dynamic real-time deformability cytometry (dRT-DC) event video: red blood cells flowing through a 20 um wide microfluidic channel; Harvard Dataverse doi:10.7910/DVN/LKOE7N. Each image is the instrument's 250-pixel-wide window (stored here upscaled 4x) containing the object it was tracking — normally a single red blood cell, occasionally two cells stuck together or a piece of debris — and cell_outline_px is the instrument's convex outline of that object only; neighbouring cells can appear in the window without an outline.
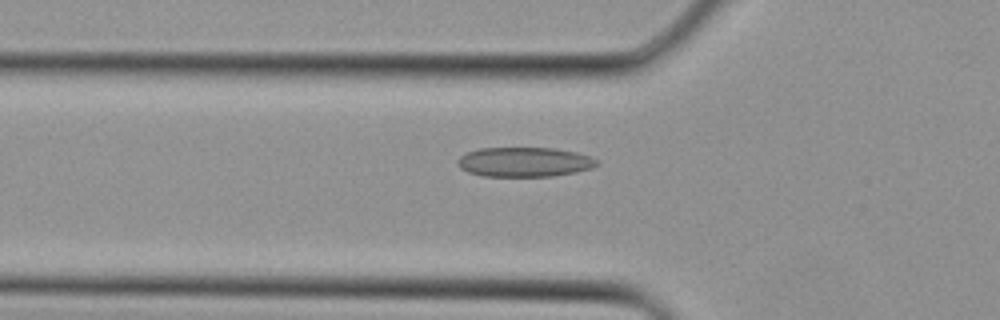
{"species": "Egyptian fruit bat (a non-hibernating species)", "species_latin": "Rousettus aegyptiacus", "temperature_condition": "cold", "stored_images_in_passage": 2, "camera_frame_rate_fps": 3000, "um_per_image_px": 0.085, "animal": {"sex": "female"}, "frame": {"image": 1, "passage_image": 2, "time_ms": 0.333, "image_size_px": [1000, 320], "cell_outline_px": [[600, 164], [592, 168], [576, 172], [552, 176], [480, 176], [468, 172], [460, 168], [456, 160], [460, 156], [468, 152], [480, 148], [552, 148], [576, 152], [588, 156], [596, 160]], "centroid_in_image_um": [44.55, 13.77], "position_along_channel_um": 81.2, "area_um2": 23.99}}